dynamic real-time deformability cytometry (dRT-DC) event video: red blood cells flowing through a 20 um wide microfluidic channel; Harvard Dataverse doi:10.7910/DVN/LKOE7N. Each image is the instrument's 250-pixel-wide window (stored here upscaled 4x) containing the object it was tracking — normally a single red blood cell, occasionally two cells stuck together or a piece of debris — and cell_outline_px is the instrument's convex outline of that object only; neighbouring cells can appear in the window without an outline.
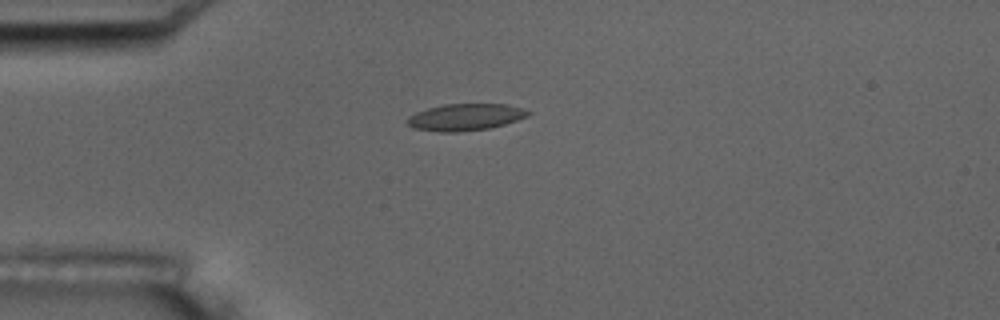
{"species": "common noctule bat (a hibernating species)", "species_latin": "Nyctalus noctula", "temperature_condition": "room temperature", "stored_images_in_passage": 5, "camera_frame_rate_fps": 3000, "um_per_image_px": 0.085, "animal": {"sex": "male", "body_mass_g": 17.5, "forearm_length_mm": 52.3}, "frame": {"image": 1, "passage_image": 4, "time_ms": 4.333, "image_size_px": [1000, 320], "cell_outline_px": [[532, 112], [528, 116], [504, 124], [488, 128], [456, 132], [440, 132], [412, 128], [408, 124], [408, 116], [416, 112], [428, 108], [444, 104], [508, 104], [524, 108]], "centroid_in_image_um": [39.56, 9.95], "position_along_channel_um": 45.4, "area_um2": 18.84}}